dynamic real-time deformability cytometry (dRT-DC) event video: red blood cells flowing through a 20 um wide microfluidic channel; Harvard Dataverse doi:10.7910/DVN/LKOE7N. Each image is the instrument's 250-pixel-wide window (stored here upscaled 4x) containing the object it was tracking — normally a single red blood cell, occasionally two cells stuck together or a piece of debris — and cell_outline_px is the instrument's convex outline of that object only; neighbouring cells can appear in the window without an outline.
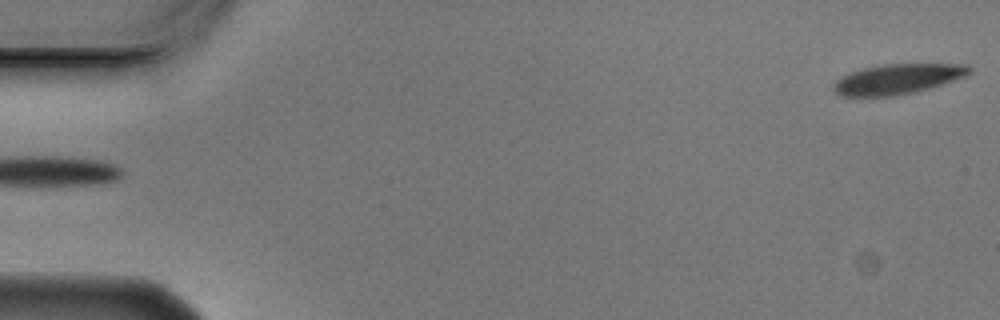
{"species": "Egyptian fruit bat (a non-hibernating species)", "species_latin": "Rousettus aegyptiacus", "temperature_condition": "cold", "stored_images_in_passage": 5, "segment_of_instrument_passage": [2, 2], "camera_frame_rate_fps": 3000, "um_per_image_px": 0.085, "animal": {"sex": "male"}, "frame": {"image": 1, "passage_image": 5, "time_ms": 1.333, "image_size_px": [1000, 320], "cell_outline_px": [[972, 72], [964, 76], [928, 88], [896, 96], [844, 96], [836, 92], [832, 88], [836, 80], [852, 72], [864, 68], [884, 64], [968, 64], [972, 68]], "centroid_in_image_um": [76.31, 6.71], "position_along_channel_um": 8.7, "area_um2": 23.41}}